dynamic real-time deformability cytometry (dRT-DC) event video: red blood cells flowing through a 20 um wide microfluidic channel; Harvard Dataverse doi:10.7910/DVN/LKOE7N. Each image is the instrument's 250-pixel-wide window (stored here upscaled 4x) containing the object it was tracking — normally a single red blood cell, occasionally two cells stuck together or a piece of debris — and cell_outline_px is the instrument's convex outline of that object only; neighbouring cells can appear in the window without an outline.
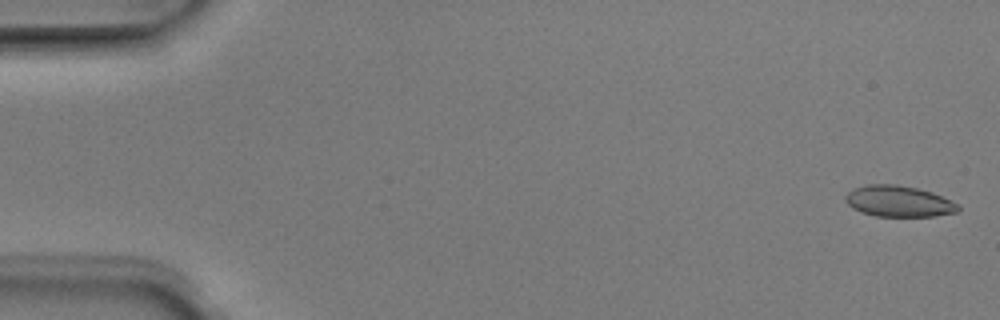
{"species": "Egyptian fruit bat (a non-hibernating species)", "species_latin": "Rousettus aegyptiacus", "temperature_condition": "room temperature", "stored_images_in_passage": 6, "segment_of_instrument_passage": [1, 2], "camera_frame_rate_fps": 3000, "um_per_image_px": 0.085, "animal": {"sex": "male"}, "frame": {"image": 1, "passage_image": 1, "time_ms": 0.0, "image_size_px": [1000, 320], "cell_outline_px": [[960, 208], [956, 212], [936, 216], [876, 216], [860, 212], [852, 208], [844, 200], [844, 196], [852, 188], [868, 184], [896, 184], [916, 188], [932, 192], [960, 204]], "centroid_in_image_um": [76.37, 17.1], "position_along_channel_um": 8.6, "area_um2": 20.58}}
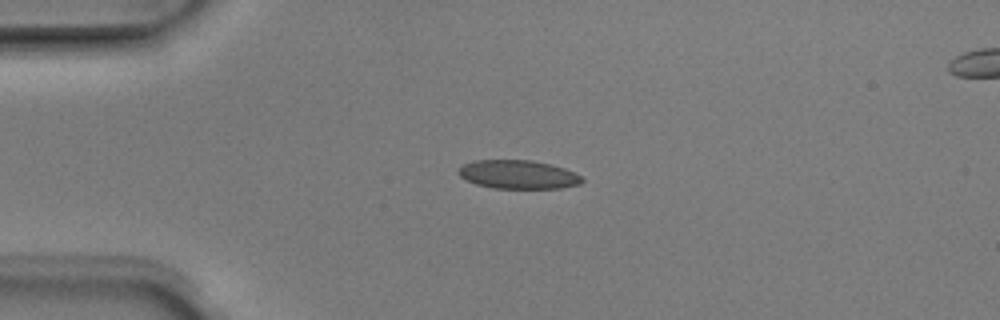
{"frame": {"image": 2, "passage_image": 4, "time_ms": 1.0, "image_size_px": [1000, 320], "cell_outline_px": [[584, 180], [580, 184], [560, 188], [492, 188], [476, 184], [464, 180], [456, 172], [464, 164], [476, 160], [532, 160], [552, 164], [564, 168], [580, 176]], "centroid_in_image_um": [44.01, 14.83], "position_along_channel_um": 41.0, "area_um2": 20.63}}